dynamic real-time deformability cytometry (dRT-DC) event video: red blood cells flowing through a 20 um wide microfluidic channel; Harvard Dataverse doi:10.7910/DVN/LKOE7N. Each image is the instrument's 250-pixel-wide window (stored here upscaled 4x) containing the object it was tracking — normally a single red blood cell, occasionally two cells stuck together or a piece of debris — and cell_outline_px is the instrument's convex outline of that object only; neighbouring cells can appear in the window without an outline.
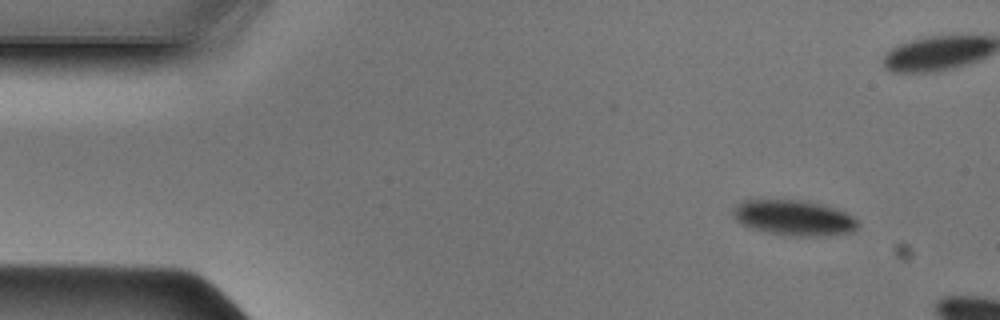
{"species": "Egyptian fruit bat (a non-hibernating species)", "species_latin": "Rousettus aegyptiacus", "temperature_condition": "cold", "stored_images_in_passage": 11, "camera_frame_rate_fps": 3000, "um_per_image_px": 0.085, "animal": {"sex": "male"}, "frame": {"image": 1, "passage_image": 4, "time_ms": 1.0, "image_size_px": [1000, 320], "cell_outline_px": [[860, 224], [852, 232], [816, 236], [792, 236], [768, 232], [752, 228], [740, 224], [736, 220], [736, 208], [744, 200], [800, 200], [820, 204], [844, 212], [852, 216]], "centroid_in_image_um": [67.51, 18.53], "position_along_channel_um": 17.5, "area_um2": 25.09}}